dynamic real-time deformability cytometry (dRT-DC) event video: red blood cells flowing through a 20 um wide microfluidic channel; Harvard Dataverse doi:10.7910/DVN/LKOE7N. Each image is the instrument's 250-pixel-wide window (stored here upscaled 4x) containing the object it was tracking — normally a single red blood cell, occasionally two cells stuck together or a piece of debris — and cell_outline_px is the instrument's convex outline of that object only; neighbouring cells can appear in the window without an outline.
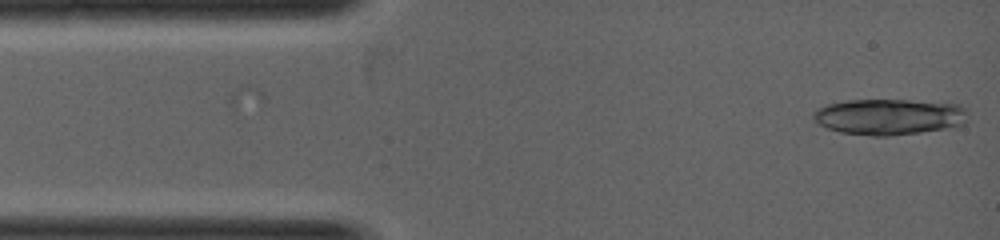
{"species": "common noctule bat (a hibernating species)", "species_latin": "Nyctalus noctula", "temperature_condition": "warm", "stored_images_in_passage": 6, "camera_frame_rate_fps": 5000, "um_per_image_px": 0.085, "animal": {"sex": "female", "body_mass_g": 19.0, "forearm_length_mm": 53.3}, "frame": {"image": 1, "passage_image": 1, "time_ms": 0.0, "image_size_px": [1000, 240], "cell_outline_px": [[968, 112], [964, 124], [944, 128], [920, 132], [888, 136], [872, 136], [840, 132], [828, 128], [820, 124], [812, 116], [812, 112], [816, 108], [828, 104], [848, 100], [908, 100], [960, 104]], "centroid_in_image_um": [75.56, 9.92], "position_along_channel_um": 9.4, "area_um2": 32.31}}